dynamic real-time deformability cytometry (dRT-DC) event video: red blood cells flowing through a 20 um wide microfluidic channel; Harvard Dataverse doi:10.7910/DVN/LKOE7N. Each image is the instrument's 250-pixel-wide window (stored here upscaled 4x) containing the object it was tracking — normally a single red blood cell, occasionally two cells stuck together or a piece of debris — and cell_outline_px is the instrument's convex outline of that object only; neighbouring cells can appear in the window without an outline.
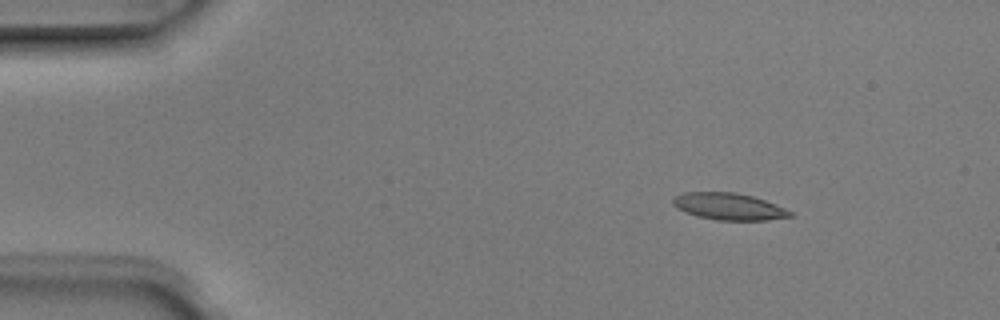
{"species": "Egyptian fruit bat (a non-hibernating species)", "species_latin": "Rousettus aegyptiacus", "temperature_condition": "room temperature", "stored_images_in_passage": 3, "camera_frame_rate_fps": 3000, "um_per_image_px": 0.085, "animal": {"sex": "male"}, "frame": {"image": 1, "passage_image": 1, "time_ms": 0.0, "image_size_px": [1000, 320], "cell_outline_px": [[792, 216], [768, 220], [716, 220], [684, 212], [676, 208], [672, 204], [672, 200], [676, 196], [684, 192], [736, 192], [752, 196], [764, 200], [784, 208], [792, 212]], "centroid_in_image_um": [61.92, 17.55], "position_along_channel_um": 23.1, "area_um2": 18.21}}